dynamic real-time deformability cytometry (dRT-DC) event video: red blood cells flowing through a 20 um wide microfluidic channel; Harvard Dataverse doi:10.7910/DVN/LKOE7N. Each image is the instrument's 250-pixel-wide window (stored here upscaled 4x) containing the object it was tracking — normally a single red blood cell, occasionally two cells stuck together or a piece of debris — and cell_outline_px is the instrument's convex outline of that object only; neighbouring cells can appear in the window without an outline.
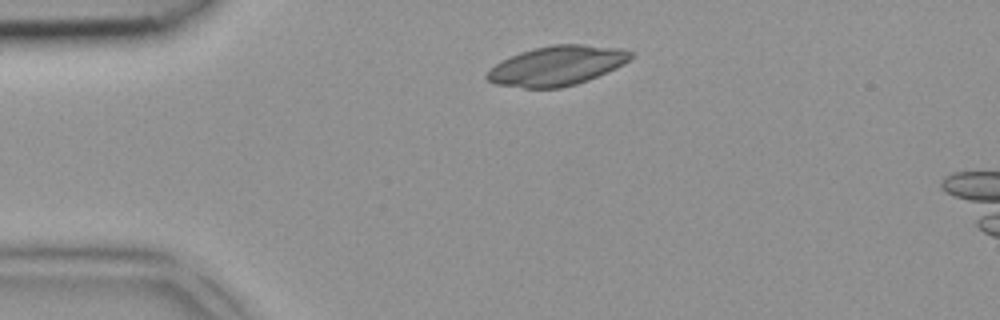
{"species": "common noctule bat (a hibernating species)", "species_latin": "Nyctalus noctula", "temperature_condition": "room temperature", "stored_images_in_passage": 2, "camera_frame_rate_fps": 3000, "um_per_image_px": 0.085, "animal": {"sex": "female", "body_mass_g": 18.4}, "frame": {"image": 1, "passage_image": 1, "time_ms": 0.0, "image_size_px": [1000, 320], "cell_outline_px": [[632, 56], [624, 64], [616, 68], [588, 80], [576, 84], [560, 88], [524, 88], [496, 84], [488, 80], [484, 76], [500, 60], [520, 52], [532, 48], [552, 44], [584, 44], [624, 48], [632, 52]], "centroid_in_image_um": [47.34, 5.57], "position_along_channel_um": 37.7, "area_um2": 33.29}}